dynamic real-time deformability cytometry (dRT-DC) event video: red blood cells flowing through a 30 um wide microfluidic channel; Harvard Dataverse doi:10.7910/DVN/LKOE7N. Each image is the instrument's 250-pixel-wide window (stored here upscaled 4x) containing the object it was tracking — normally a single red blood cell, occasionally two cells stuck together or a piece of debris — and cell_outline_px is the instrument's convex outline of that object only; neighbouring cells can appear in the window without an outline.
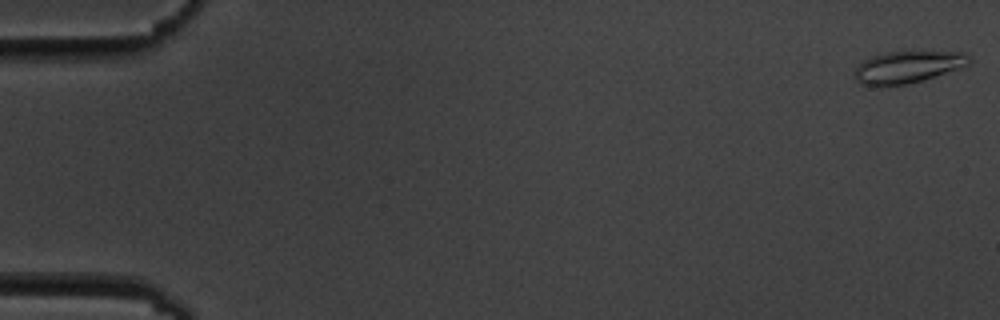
{"species": "common noctule bat (a hibernating species)", "species_latin": "Nyctalus noctula", "temperature_condition": "cold", "stored_images_in_passage": 6, "camera_frame_rate_fps": 3000, "um_per_image_px": 0.085, "animal": {"sex": "male", "body_mass_g": 19.5, "forearm_length_mm": 54.6}, "frame": {"image": 1, "passage_image": 1, "time_ms": 0.0, "image_size_px": [1000, 320], "cell_outline_px": [[972, 60], [968, 64], [960, 68], [924, 80], [908, 84], [860, 84], [852, 76], [856, 68], [864, 60], [872, 56], [888, 52], [964, 52]], "centroid_in_image_um": [77.17, 5.69], "position_along_channel_um": 7.8, "area_um2": 20.92}}